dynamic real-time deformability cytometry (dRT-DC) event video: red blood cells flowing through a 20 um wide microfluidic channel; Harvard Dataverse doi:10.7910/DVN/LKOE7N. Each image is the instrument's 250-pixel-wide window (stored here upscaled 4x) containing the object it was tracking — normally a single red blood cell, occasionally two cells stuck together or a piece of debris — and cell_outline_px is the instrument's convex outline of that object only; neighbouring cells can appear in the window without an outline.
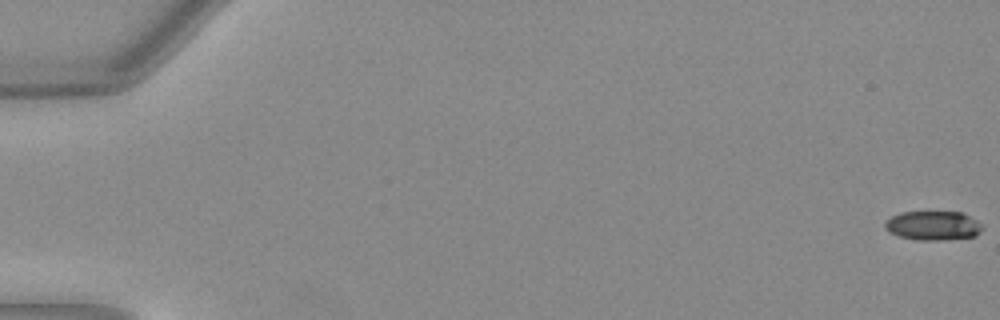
{"species": "Egyptian fruit bat (a non-hibernating species)", "species_latin": "Rousettus aegyptiacus", "temperature_condition": "warm", "stored_images_in_passage": 53, "camera_frame_rate_fps": 3000, "um_per_image_px": 0.085, "animal": {"sex": "female"}, "frame": {"image": 1, "passage_image": 1, "time_ms": 0.0, "image_size_px": [1000, 320], "cell_outline_px": [[984, 228], [976, 236], [944, 240], [920, 240], [900, 236], [888, 232], [884, 228], [884, 224], [892, 216], [900, 212], [964, 212], [976, 220]], "centroid_in_image_um": [79.33, 19.17], "position_along_channel_um": 5.7, "area_um2": 16.59}}
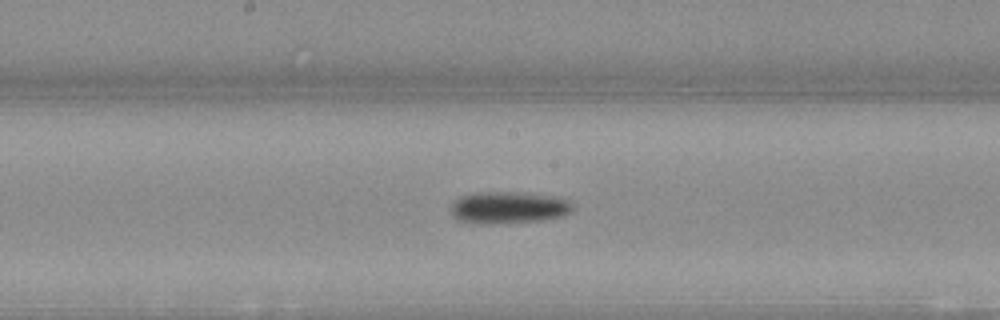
{"frame": {"image": 2, "passage_image": 29, "time_ms": 9.333, "image_size_px": [1000, 320], "cell_outline_px": [[572, 208], [564, 216], [540, 220], [492, 224], [480, 224], [456, 220], [452, 216], [452, 204], [460, 196], [476, 192], [520, 192], [560, 196], [572, 200]], "centroid_in_image_um": [43.24, 17.63], "position_along_channel_um": 205.0, "area_um2": 23.0}}
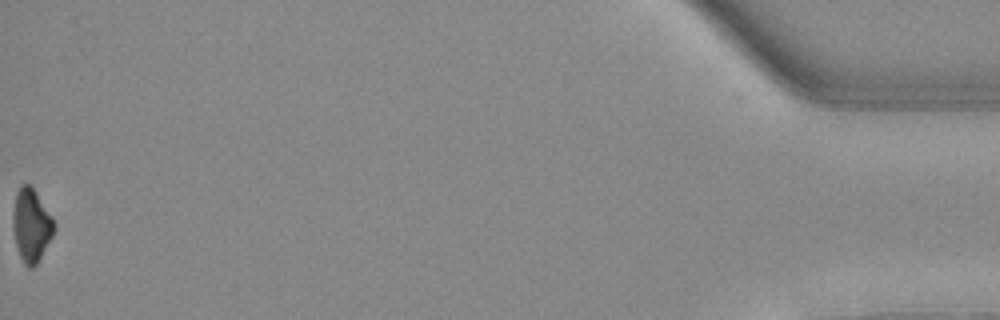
{"frame": {"image": 3, "passage_image": 53, "time_ms": 17.333, "image_size_px": [1000, 320], "cell_outline_px": [[56, 228], [52, 236], [36, 264], [32, 268], [28, 268], [24, 264], [20, 256], [16, 244], [12, 228], [12, 216], [16, 192], [20, 184], [28, 184], [36, 192], [52, 216], [56, 224]], "centroid_in_image_um": [2.65, 19.13], "position_along_channel_um": 432.5, "area_um2": 17.51}, "authors_computed_cell_mechanics": {"area_um2": 18.9584, "velocity_mm_per_s": 4.0499, "shape_relaxation_time_tau1_ms": 4.0991, "shape_relaxation_time_tau2_ms": null, "deformation_change_tau1": 0.154, "deformation_change_tau2": null}}